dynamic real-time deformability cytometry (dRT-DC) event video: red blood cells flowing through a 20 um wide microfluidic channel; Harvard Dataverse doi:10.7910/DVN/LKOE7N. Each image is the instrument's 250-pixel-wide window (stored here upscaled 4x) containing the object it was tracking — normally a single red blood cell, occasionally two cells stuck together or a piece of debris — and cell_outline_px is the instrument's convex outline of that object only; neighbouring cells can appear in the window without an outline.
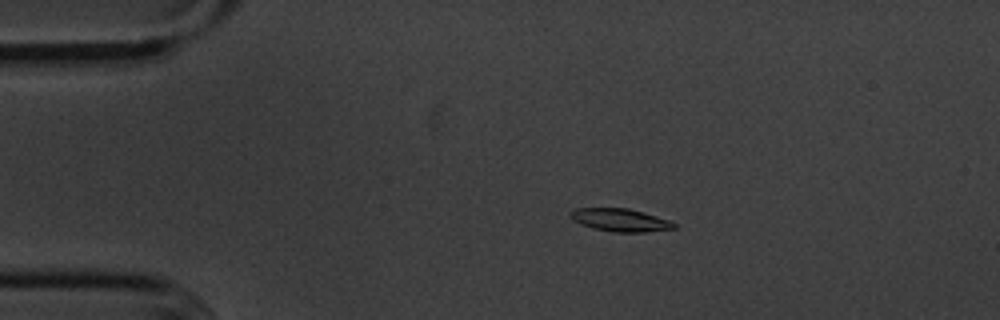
{"species": "common noctule bat (a hibernating species)", "species_latin": "Nyctalus noctula", "temperature_condition": "cold", "stored_images_in_passage": 56, "camera_frame_rate_fps": 3000, "um_per_image_px": 0.085, "animal": {"sex": "male", "body_mass_g": 20.1, "forearm_length_mm": 53.5}, "frame": {"image": 1, "passage_image": 11, "time_ms": 3.333, "image_size_px": [1000, 320], "cell_outline_px": [[676, 228], [644, 232], [612, 232], [592, 228], [580, 224], [572, 220], [568, 212], [576, 208], [628, 208], [656, 216], [668, 220], [676, 224]], "centroid_in_image_um": [52.67, 18.7], "position_along_channel_um": 32.3, "area_um2": 13.81}}
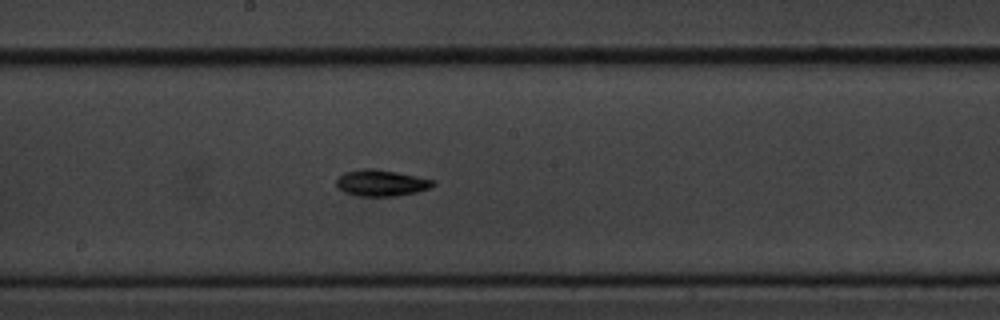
{"frame": {"image": 2, "passage_image": 30, "time_ms": 9.667, "image_size_px": [1000, 320], "cell_outline_px": [[436, 184], [432, 188], [416, 192], [396, 196], [356, 196], [344, 192], [336, 184], [336, 180], [344, 172], [364, 168], [372, 168], [396, 172], [436, 180]], "centroid_in_image_um": [32.44, 15.55], "position_along_channel_um": 215.8, "area_um2": 14.91}}
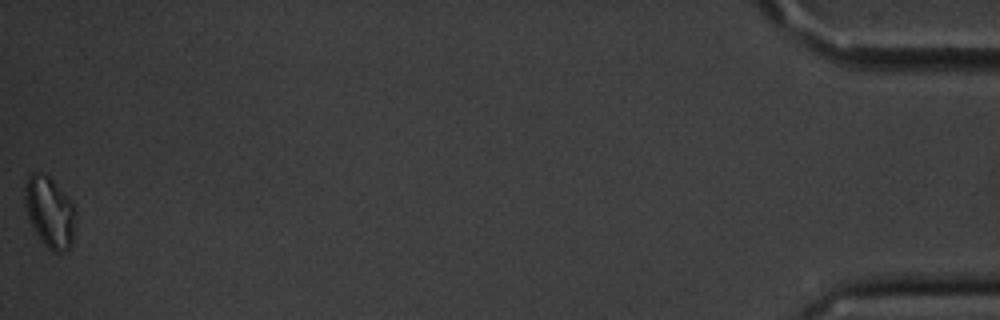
{"frame": {"image": 3, "passage_image": 56, "time_ms": 18.333, "image_size_px": [1000, 320], "cell_outline_px": [[76, 228], [72, 244], [64, 252], [52, 252], [40, 240], [28, 216], [24, 200], [24, 188], [28, 176], [32, 172], [40, 172], [48, 176], [52, 180], [72, 204], [76, 212]], "centroid_in_image_um": [4.24, 18.05], "position_along_channel_um": 431.0, "area_um2": 20.92}, "authors_computed_cell_mechanics": {"area_um2": 13.8431, "velocity_mm_per_s": 3.59, "shape_relaxation_time_tau1_ms": 3.837, "shape_relaxation_time_tau2_ms": null, "deformation_change_tau1": 0.1431, "deformation_change_tau2": null}}